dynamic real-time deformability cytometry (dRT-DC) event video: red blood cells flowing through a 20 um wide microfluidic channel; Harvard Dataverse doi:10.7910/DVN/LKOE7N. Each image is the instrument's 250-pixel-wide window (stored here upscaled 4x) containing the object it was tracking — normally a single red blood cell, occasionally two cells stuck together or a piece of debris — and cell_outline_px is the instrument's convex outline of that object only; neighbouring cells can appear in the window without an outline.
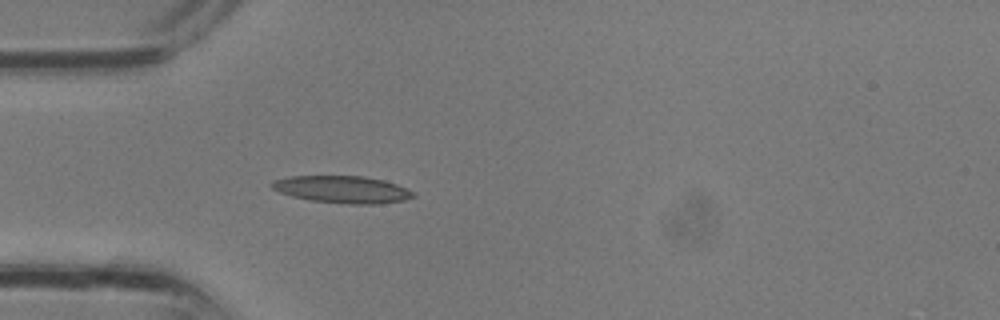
{"species": "common noctule bat (a hibernating species)", "species_latin": "Nyctalus noctula", "temperature_condition": "room temperature", "stored_images_in_passage": 3, "camera_frame_rate_fps": 3000, "um_per_image_px": 0.085, "animal": {"sex": "male", "body_mass_g": 13.3}, "frame": {"image": 1, "passage_image": 3, "time_ms": 0.667, "image_size_px": [1000, 320], "cell_outline_px": [[416, 196], [404, 200], [380, 204], [348, 204], [312, 200], [292, 196], [280, 192], [272, 188], [268, 184], [272, 180], [288, 176], [364, 176], [384, 180], [396, 184], [416, 192]], "centroid_in_image_um": [29.11, 16.1], "position_along_channel_um": 55.9, "area_um2": 22.54}}